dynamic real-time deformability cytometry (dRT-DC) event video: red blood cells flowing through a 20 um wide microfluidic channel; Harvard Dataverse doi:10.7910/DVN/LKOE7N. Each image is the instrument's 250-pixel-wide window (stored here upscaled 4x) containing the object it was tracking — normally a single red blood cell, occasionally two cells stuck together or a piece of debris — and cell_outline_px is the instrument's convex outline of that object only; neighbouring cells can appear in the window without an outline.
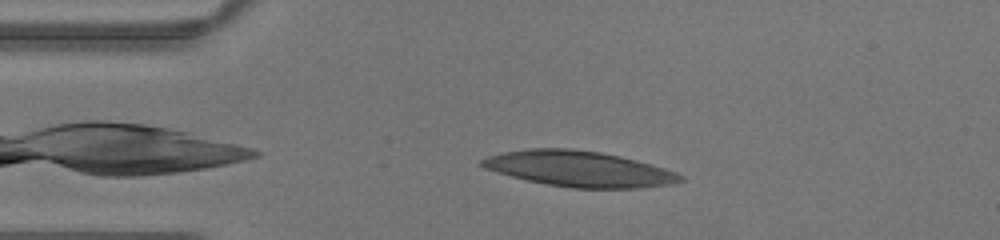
{"species": "human", "species_latin": "Homo sapiens", "temperature_condition": "warm", "stored_images_in_passage": 27, "camera_frame_rate_fps": 3000, "um_per_image_px": 0.085, "donor": {"sex": "male"}, "frame": {"image": 1, "passage_image": 3, "time_ms": 0.667, "image_size_px": [1000, 240], "cell_outline_px": [[660, 172], [648, 184], [612, 188], [584, 188], [556, 184], [532, 180], [504, 172], [484, 164], [500, 156], [516, 152], [592, 152], [612, 156], [628, 160], [652, 168]], "centroid_in_image_um": [48.9, 14.38], "position_along_channel_um": 36.1, "area_um2": 32.37}}
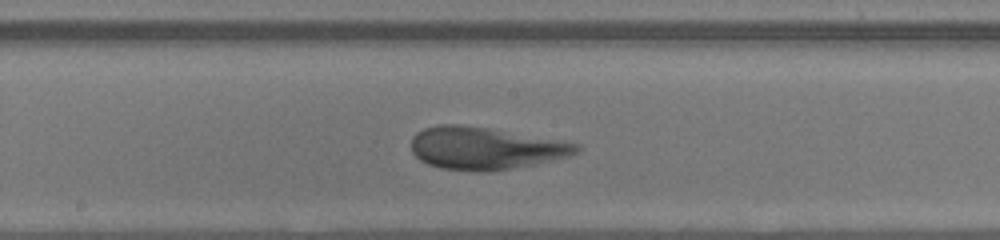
{"frame": {"image": 2, "passage_image": 16, "time_ms": 5.0, "image_size_px": [1000, 240], "cell_outline_px": [[568, 148], [560, 152], [492, 168], [456, 168], [436, 164], [424, 160], [416, 152], [412, 144], [416, 136], [432, 128], [460, 128], [552, 144]], "centroid_in_image_um": [40.57, 12.62], "position_along_channel_um": 207.6, "area_um2": 29.82}}
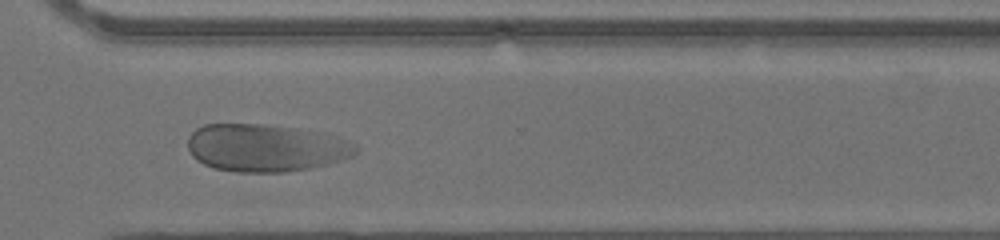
{"frame": {"image": 3, "passage_image": 25, "time_ms": 8.0, "image_size_px": [1000, 240], "cell_outline_px": [[288, 168], [220, 168], [208, 164], [200, 160], [192, 152], [192, 136], [200, 128], [212, 124], [240, 124], [252, 128]], "centroid_in_image_um": [19.85, 12.56], "position_along_channel_um": 350.8, "area_um2": 22.25}}